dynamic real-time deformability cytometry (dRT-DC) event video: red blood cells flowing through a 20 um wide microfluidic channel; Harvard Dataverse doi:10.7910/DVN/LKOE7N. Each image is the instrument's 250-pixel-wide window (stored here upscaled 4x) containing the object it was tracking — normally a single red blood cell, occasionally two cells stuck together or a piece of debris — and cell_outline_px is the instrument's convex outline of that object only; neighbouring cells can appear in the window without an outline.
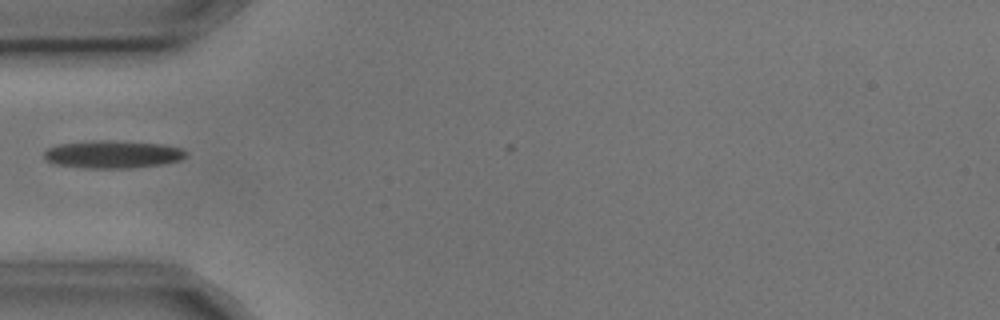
{"species": "common noctule bat (a hibernating species)", "species_latin": "Nyctalus noctula", "temperature_condition": "cold", "stored_images_in_passage": 3, "camera_frame_rate_fps": 3000, "um_per_image_px": 0.085, "animal": {"sex": "male", "body_mass_g": 17.9, "forearm_length_mm": 54.2}, "frame": {"image": 1, "passage_image": 2, "time_ms": 0.333, "image_size_px": [1000, 320], "cell_outline_px": [[188, 156], [180, 160], [164, 164], [132, 168], [80, 168], [52, 164], [44, 160], [44, 152], [48, 148], [60, 144], [92, 140], [108, 140], [164, 144], [180, 148], [188, 152]], "centroid_in_image_um": [9.57, 13.13], "position_along_channel_um": 75.4, "area_um2": 23.29}}